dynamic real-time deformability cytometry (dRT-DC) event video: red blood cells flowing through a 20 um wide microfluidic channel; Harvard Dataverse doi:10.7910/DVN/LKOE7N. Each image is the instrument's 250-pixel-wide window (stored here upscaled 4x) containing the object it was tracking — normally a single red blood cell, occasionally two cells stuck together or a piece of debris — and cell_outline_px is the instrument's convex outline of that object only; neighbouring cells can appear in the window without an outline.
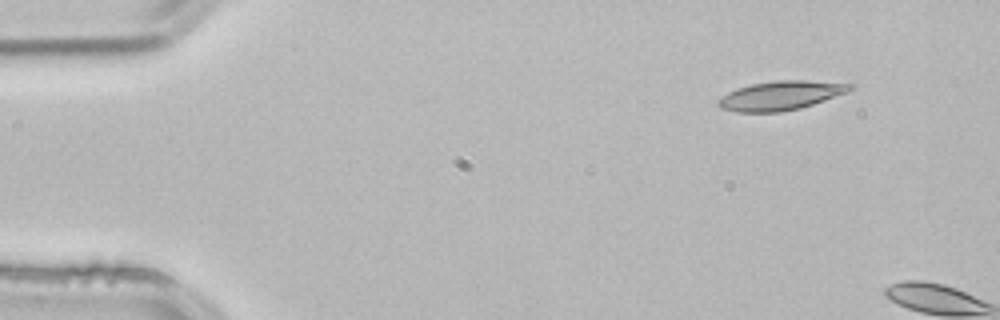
{"species": "common noctule bat (a hibernating species)", "species_latin": "Nyctalus noctula", "temperature_condition": "room temperature", "stored_images_in_passage": 4, "segment_of_instrument_passage": [2, 2], "camera_frame_rate_fps": 3000, "um_per_image_px": 0.085, "animal": {"sex": "male", "body_mass_g": 21.5, "forearm_length_mm": 52.0}, "frame": {"image": 1, "passage_image": 4, "time_ms": 1.0, "image_size_px": [1000, 320], "cell_outline_px": [[856, 88], [848, 92], [800, 108], [780, 112], [736, 112], [720, 108], [716, 104], [728, 92], [736, 88], [752, 84], [776, 80], [808, 80], [856, 84]], "centroid_in_image_um": [66.4, 8.11], "position_along_channel_um": 18.6, "area_um2": 22.37}}